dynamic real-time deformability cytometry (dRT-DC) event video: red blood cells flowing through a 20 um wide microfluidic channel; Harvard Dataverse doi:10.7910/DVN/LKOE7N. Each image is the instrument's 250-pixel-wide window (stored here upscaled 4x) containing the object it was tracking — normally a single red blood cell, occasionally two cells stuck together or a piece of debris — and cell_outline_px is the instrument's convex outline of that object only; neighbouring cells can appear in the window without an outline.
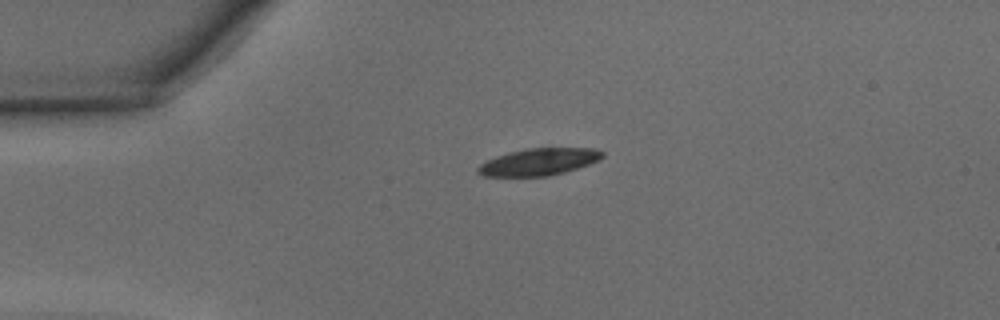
{"species": "common noctule bat (a hibernating species)", "species_latin": "Nyctalus noctula", "temperature_condition": "warm", "stored_images_in_passage": 37, "camera_frame_rate_fps": 3000, "um_per_image_px": 0.085, "animal": {"sex": "male", "body_mass_g": 15.6}, "frame": {"image": 1, "passage_image": 1, "time_ms": 0.0, "image_size_px": [1000, 320], "cell_outline_px": [[604, 156], [600, 160], [564, 172], [548, 176], [484, 176], [476, 172], [476, 168], [480, 164], [496, 156], [508, 152], [524, 148], [596, 148], [604, 152]], "centroid_in_image_um": [45.8, 13.75], "position_along_channel_um": 39.2, "area_um2": 19.65}}
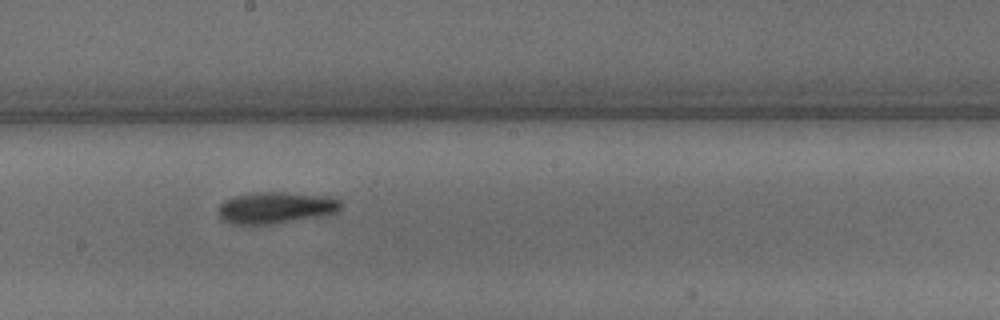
{"frame": {"image": 2, "passage_image": 16, "time_ms": 5.0, "image_size_px": [1000, 320], "cell_outline_px": [[340, 208], [336, 212], [324, 216], [272, 224], [228, 224], [220, 220], [216, 212], [216, 208], [224, 200], [236, 196], [256, 192], [284, 192], [332, 196], [340, 200]], "centroid_in_image_um": [23.4, 17.66], "position_along_channel_um": 224.8, "area_um2": 23.0}}
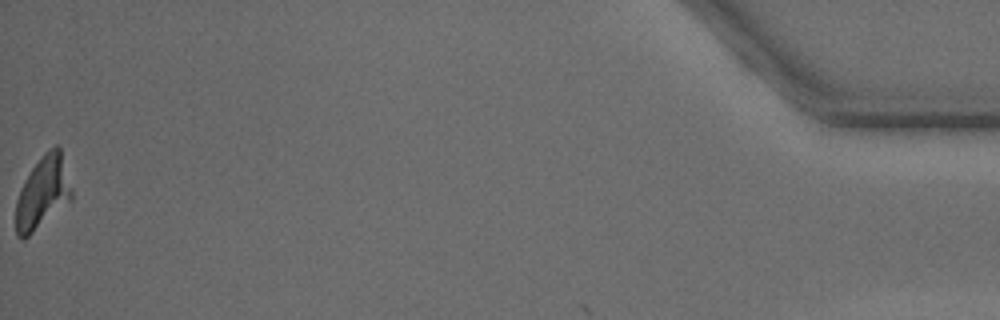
{"frame": {"image": 3, "passage_image": 37, "time_ms": 12.0, "image_size_px": [1000, 320], "cell_outline_px": [[72, 200], [24, 240], [20, 240], [16, 236], [16, 200], [20, 188], [24, 180], [32, 168], [44, 152], [56, 144], [60, 148], [72, 192]], "centroid_in_image_um": [3.61, 16.41], "position_along_channel_um": 431.6, "area_um2": 23.47}, "authors_computed_cell_mechanics": {"area_um2": 22.4264, "velocity_mm_per_s": 4.3312, "shape_relaxation_time_tau1_ms": 1.7844, "shape_relaxation_time_tau2_ms": 10.6603, "deformation_change_tau1": 0.101, "deformation_change_tau2": 0.2393}}